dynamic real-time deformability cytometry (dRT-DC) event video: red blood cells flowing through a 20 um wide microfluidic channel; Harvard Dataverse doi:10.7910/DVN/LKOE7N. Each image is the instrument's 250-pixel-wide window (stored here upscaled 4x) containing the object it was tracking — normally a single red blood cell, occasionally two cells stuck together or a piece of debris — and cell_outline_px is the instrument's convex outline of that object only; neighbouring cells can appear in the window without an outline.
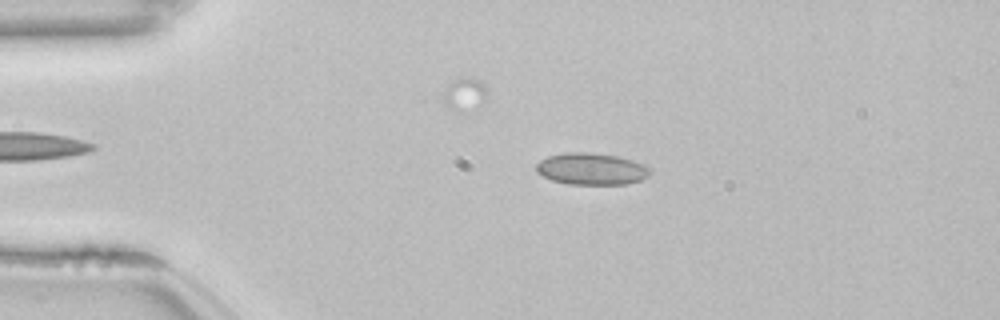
{"species": "common noctule bat (a hibernating species)", "species_latin": "Nyctalus noctula", "temperature_condition": "room temperature", "stored_images_in_passage": 47, "camera_frame_rate_fps": 3000, "um_per_image_px": 0.085, "animal": {"sex": "female", "body_mass_g": 22.7, "forearm_length_mm": 54.2}, "frame": {"image": 1, "passage_image": 11, "time_ms": 3.333, "image_size_px": [1000, 320], "cell_outline_px": [[652, 168], [648, 176], [640, 180], [628, 184], [568, 184], [552, 180], [536, 172], [536, 164], [540, 160], [548, 156], [564, 152], [592, 152], [616, 156], [632, 160], [644, 164]], "centroid_in_image_um": [50.27, 14.35], "position_along_channel_um": 34.7, "area_um2": 21.21}}
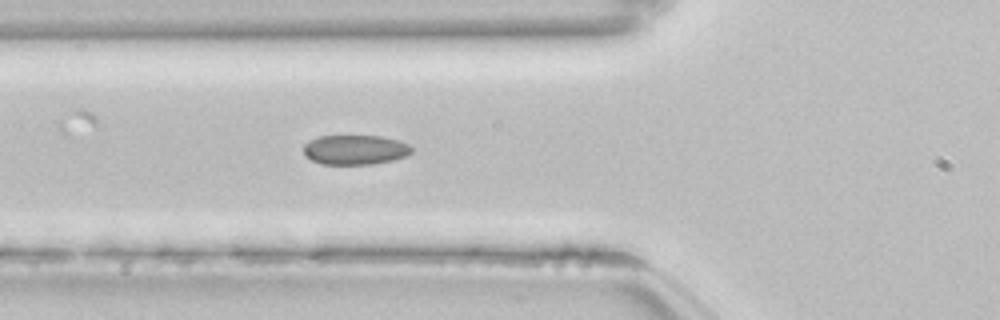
{"frame": {"image": 2, "passage_image": 19, "time_ms": 6.0, "image_size_px": [1000, 320], "cell_outline_px": [[412, 152], [408, 156], [392, 160], [372, 164], [320, 164], [304, 156], [304, 144], [308, 140], [320, 136], [380, 136], [400, 140], [408, 144], [412, 148]], "centroid_in_image_um": [30.18, 12.73], "position_along_channel_um": 95.6, "area_um2": 18.84}}
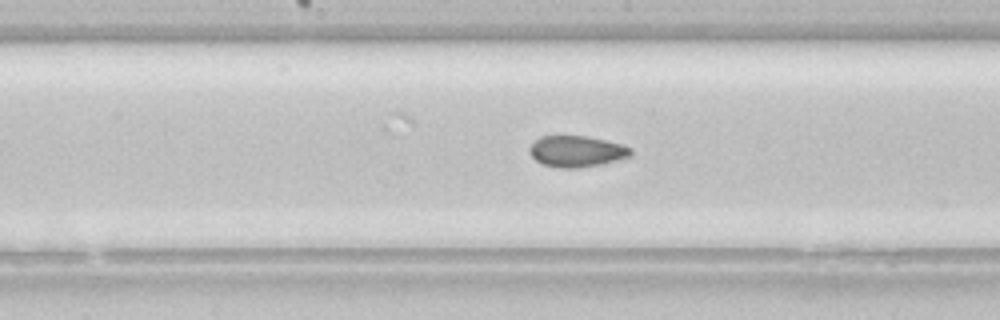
{"frame": {"image": 3, "passage_image": 27, "time_ms": 8.667, "image_size_px": [1000, 320], "cell_outline_px": [[632, 156], [600, 164], [576, 168], [556, 168], [544, 164], [536, 160], [528, 152], [528, 148], [540, 136], [584, 136], [624, 144], [632, 148]], "centroid_in_image_um": [49.02, 12.86], "position_along_channel_um": 199.2, "area_um2": 18.38}, "authors_computed_cell_mechanics": {"area_um2": 19.8254, "velocity_mm_per_s": 3.858, "shape_relaxation_time_tau1_ms": 4.9612, "shape_relaxation_time_tau2_ms": 1.7932, "deformation_change_tau1": 0.1009, "deformation_change_tau2": 0.0606}}